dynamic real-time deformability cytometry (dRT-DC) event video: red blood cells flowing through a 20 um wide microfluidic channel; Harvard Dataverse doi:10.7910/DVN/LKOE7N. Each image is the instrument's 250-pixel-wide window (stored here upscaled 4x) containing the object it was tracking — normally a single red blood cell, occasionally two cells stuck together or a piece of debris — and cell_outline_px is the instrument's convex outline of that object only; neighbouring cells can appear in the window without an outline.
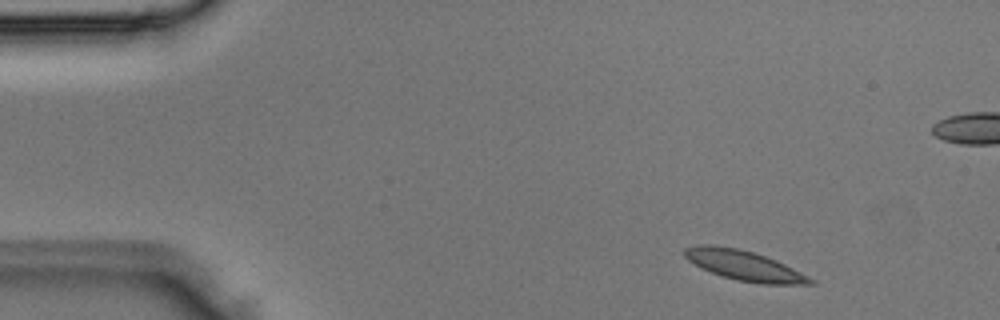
{"species": "Egyptian fruit bat (a non-hibernating species)", "species_latin": "Rousettus aegyptiacus", "temperature_condition": "room temperature", "stored_images_in_passage": 4, "camera_frame_rate_fps": 3000, "um_per_image_px": 0.085, "animal": {"sex": "male"}, "frame": {"image": 1, "passage_image": 1, "time_ms": 0.0, "image_size_px": [1000, 320], "cell_outline_px": [[816, 284], [760, 284], [736, 280], [700, 268], [688, 260], [684, 256], [684, 248], [696, 244], [712, 244], [736, 248], [752, 252], [776, 260], [816, 280]], "centroid_in_image_um": [63.23, 22.56], "position_along_channel_um": 21.8, "area_um2": 21.91}}